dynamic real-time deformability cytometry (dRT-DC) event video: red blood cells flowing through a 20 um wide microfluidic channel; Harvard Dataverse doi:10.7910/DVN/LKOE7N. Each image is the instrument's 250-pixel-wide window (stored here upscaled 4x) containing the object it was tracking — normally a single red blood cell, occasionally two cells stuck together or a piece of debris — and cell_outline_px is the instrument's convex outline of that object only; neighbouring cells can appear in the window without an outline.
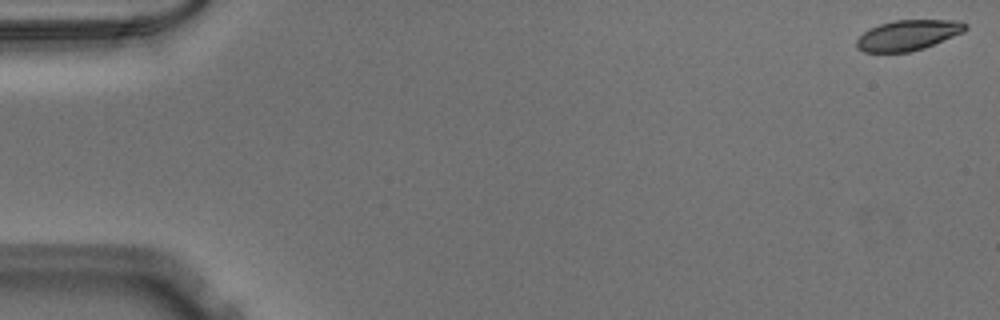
{"species": "Egyptian fruit bat (a non-hibernating species)", "species_latin": "Rousettus aegyptiacus", "temperature_condition": "warm", "stored_images_in_passage": 52, "camera_frame_rate_fps": 3000, "um_per_image_px": 0.085, "animal": {"sex": "male"}, "frame": {"image": 1, "passage_image": 1, "time_ms": 0.0, "image_size_px": [1000, 320], "cell_outline_px": [[968, 28], [964, 32], [924, 48], [908, 52], [864, 52], [856, 48], [856, 40], [868, 28], [880, 24], [896, 20], [960, 20], [968, 24]], "centroid_in_image_um": [77.19, 2.98], "position_along_channel_um": 7.8, "area_um2": 19.36}}
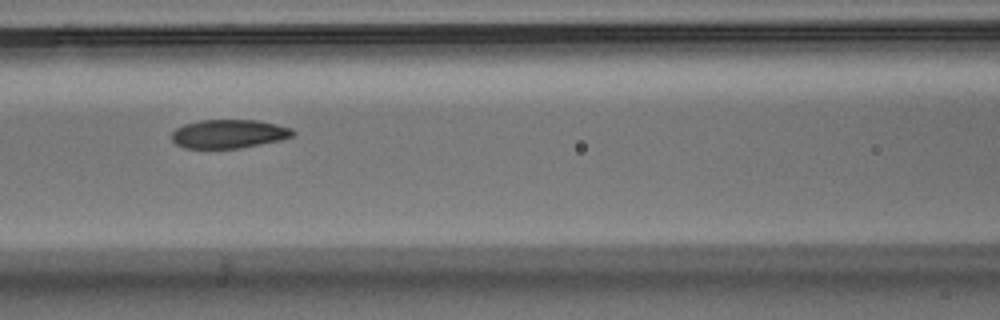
{"frame": {"image": 2, "passage_image": 23, "time_ms": 7.333, "image_size_px": [1000, 320], "cell_outline_px": [[296, 136], [280, 140], [240, 148], [184, 148], [176, 144], [172, 140], [172, 132], [176, 128], [184, 124], [200, 120], [260, 120], [292, 128], [296, 132]], "centroid_in_image_um": [19.48, 11.37], "position_along_channel_um": 147.1, "area_um2": 20.4}}
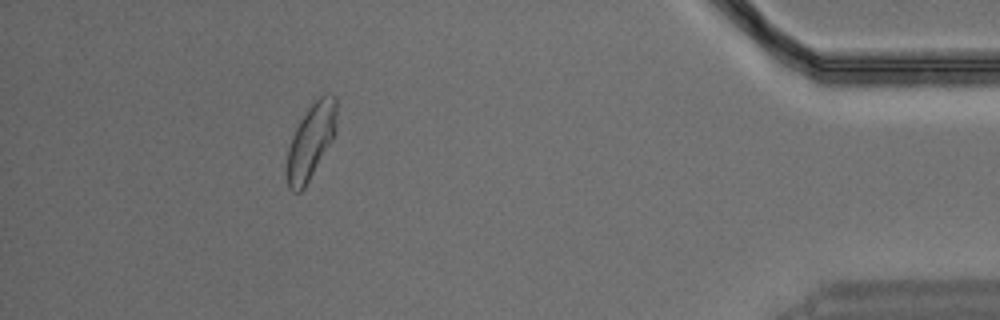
{"frame": {"image": 3, "passage_image": 47, "time_ms": 15.333, "image_size_px": [1000, 320], "cell_outline_px": [[336, 132], [332, 140], [304, 188], [300, 192], [292, 192], [288, 188], [288, 148], [292, 136], [300, 120], [308, 108], [324, 92], [332, 92], [336, 96]], "centroid_in_image_um": [26.45, 11.95], "position_along_channel_um": 408.7, "area_um2": 21.5}}